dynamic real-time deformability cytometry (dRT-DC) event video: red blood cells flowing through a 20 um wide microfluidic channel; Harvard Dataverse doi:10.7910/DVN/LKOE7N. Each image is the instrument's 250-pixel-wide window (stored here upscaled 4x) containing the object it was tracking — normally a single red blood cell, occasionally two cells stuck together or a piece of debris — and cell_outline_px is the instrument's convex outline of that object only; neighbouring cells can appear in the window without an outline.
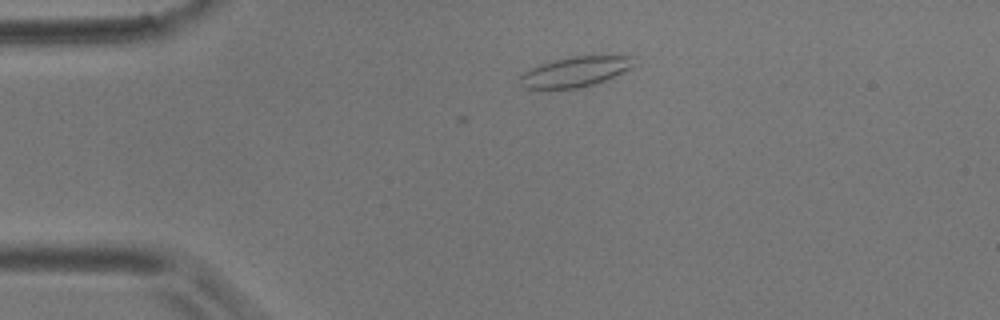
{"species": "common noctule bat (a hibernating species)", "species_latin": "Nyctalus noctula", "temperature_condition": "room temperature", "stored_images_in_passage": 2, "camera_frame_rate_fps": 3000, "um_per_image_px": 0.085, "animal": {"sex": "male", "body_mass_g": 17.9}, "frame": {"image": 1, "passage_image": 2, "time_ms": 0.333, "image_size_px": [1000, 320], "cell_outline_px": [[636, 64], [632, 68], [604, 80], [580, 88], [524, 88], [520, 84], [520, 76], [524, 72], [540, 64], [572, 56], [636, 56]], "centroid_in_image_um": [48.94, 6.09], "position_along_channel_um": 36.1, "area_um2": 19.77}}